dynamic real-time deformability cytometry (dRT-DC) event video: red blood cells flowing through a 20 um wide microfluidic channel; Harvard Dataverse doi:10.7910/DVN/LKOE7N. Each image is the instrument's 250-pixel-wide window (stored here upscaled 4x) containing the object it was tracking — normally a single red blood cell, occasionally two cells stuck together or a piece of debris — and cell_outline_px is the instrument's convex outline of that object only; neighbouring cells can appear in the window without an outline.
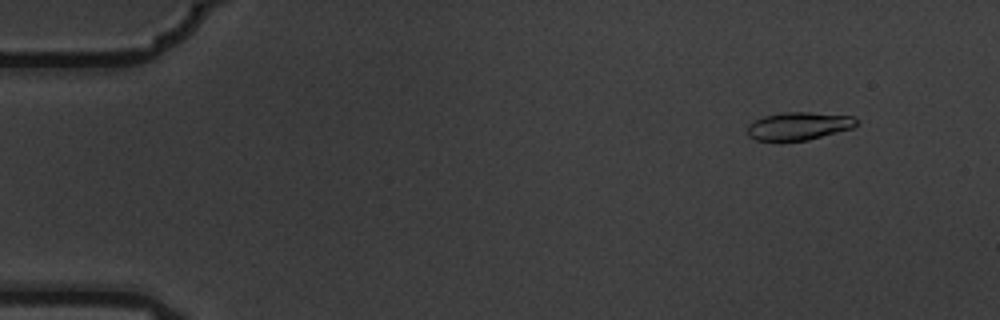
{"species": "common noctule bat (a hibernating species)", "species_latin": "Nyctalus noctula", "temperature_condition": "warm", "stored_images_in_passage": 7, "camera_frame_rate_fps": 3000, "um_per_image_px": 0.085, "animal": {"sex": "male", "body_mass_g": 19.5, "forearm_length_mm": 54.6}, "frame": {"image": 1, "passage_image": 2, "time_ms": 0.333, "image_size_px": [1000, 320], "cell_outline_px": [[860, 120], [852, 128], [808, 140], [756, 140], [748, 136], [748, 124], [764, 116], [784, 112], [808, 112], [852, 116]], "centroid_in_image_um": [67.9, 10.7], "position_along_channel_um": 17.1, "area_um2": 17.51}}
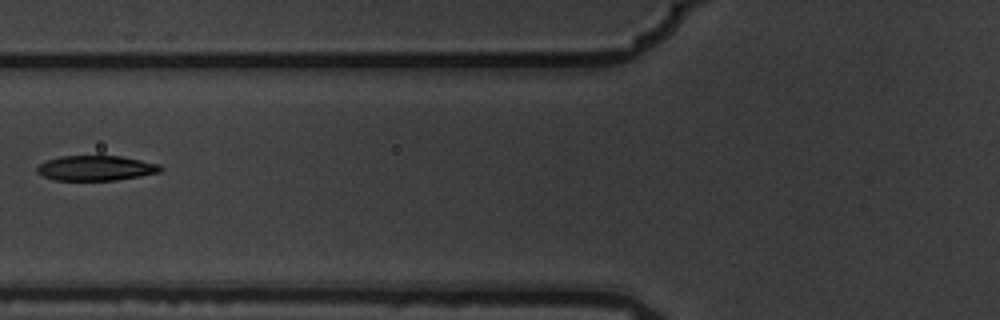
{"frame": {"image": 2, "passage_image": 6, "time_ms": 1.667, "image_size_px": [1000, 320], "cell_outline_px": [[164, 168], [160, 172], [140, 176], [116, 180], [56, 180], [44, 176], [36, 172], [36, 168], [40, 164], [48, 160], [60, 156], [120, 156], [160, 164]], "centroid_in_image_um": [8.17, 14.29], "position_along_channel_um": 117.6, "area_um2": 17.92}}
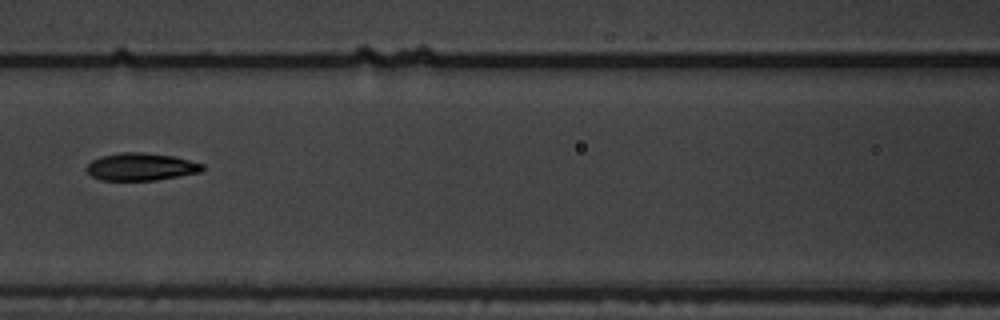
{"frame": {"image": 3, "passage_image": 7, "time_ms": 2.0, "image_size_px": [1000, 320], "cell_outline_px": [[204, 168], [200, 172], [156, 180], [100, 180], [92, 176], [84, 168], [92, 160], [100, 156], [120, 152], [144, 152], [172, 156], [204, 164]], "centroid_in_image_um": [11.94, 14.17], "position_along_channel_um": 154.7, "area_um2": 18.55}}